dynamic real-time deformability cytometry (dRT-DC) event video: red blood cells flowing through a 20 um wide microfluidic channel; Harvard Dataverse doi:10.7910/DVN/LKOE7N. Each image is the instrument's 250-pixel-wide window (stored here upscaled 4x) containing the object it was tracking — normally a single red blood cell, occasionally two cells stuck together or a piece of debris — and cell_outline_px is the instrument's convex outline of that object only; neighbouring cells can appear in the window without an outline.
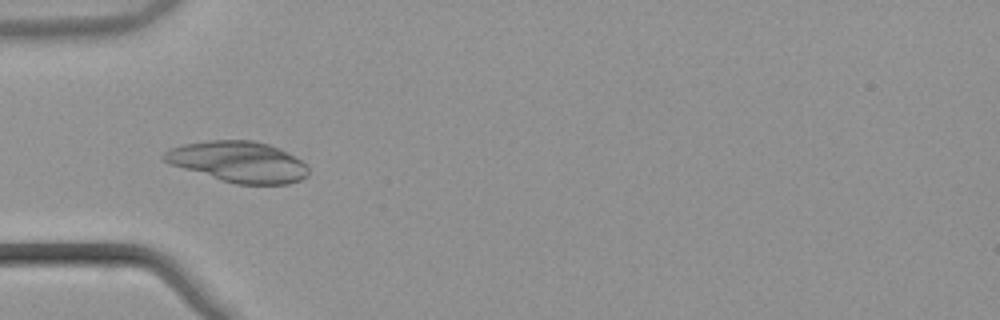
{"species": "common noctule bat (a hibernating species)", "species_latin": "Nyctalus noctula", "temperature_condition": "warm", "stored_images_in_passage": 41, "camera_frame_rate_fps": 3000, "um_per_image_px": 0.085, "animal": {"sex": "male", "body_mass_g": 21.5, "forearm_length_mm": 52.0}, "frame": {"image": 1, "passage_image": 8, "time_ms": 2.333, "image_size_px": [1000, 320], "cell_outline_px": [[308, 176], [300, 180], [288, 184], [236, 184], [220, 180], [172, 164], [164, 160], [160, 156], [164, 152], [172, 148], [184, 144], [208, 140], [252, 140], [268, 144], [280, 148], [308, 164]], "centroid_in_image_um": [20.31, 13.75], "position_along_channel_um": 64.7, "area_um2": 34.28}}
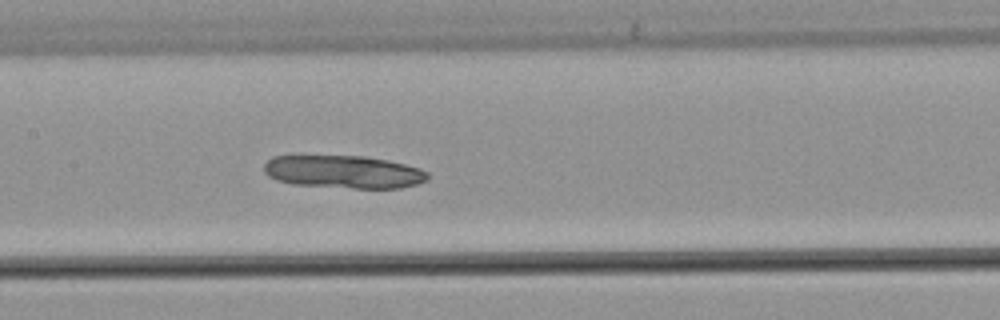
{"frame": {"image": 2, "passage_image": 17, "time_ms": 5.333, "image_size_px": [1000, 320], "cell_outline_px": [[428, 180], [416, 184], [400, 188], [352, 188], [292, 184], [276, 180], [268, 176], [264, 172], [264, 164], [272, 156], [292, 152], [296, 152], [364, 156], [388, 160], [420, 168], [428, 172]], "centroid_in_image_um": [29.08, 14.55], "position_along_channel_um": 178.3, "area_um2": 32.77}}
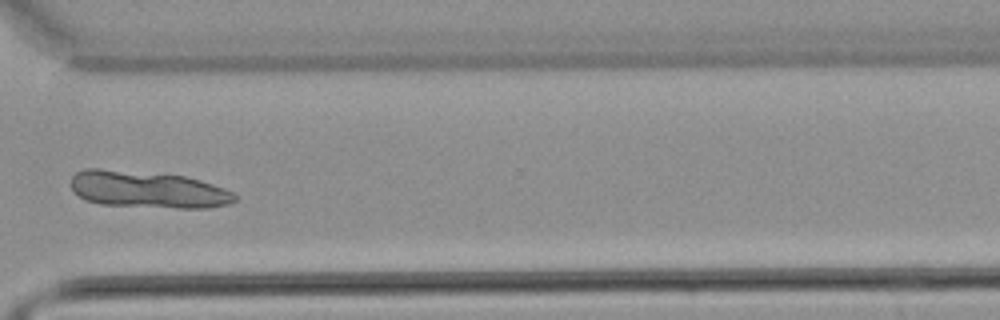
{"frame": {"image": 3, "passage_image": 31, "time_ms": 10.0, "image_size_px": [1000, 320], "cell_outline_px": [[236, 200], [228, 204], [208, 208], [180, 208], [100, 204], [84, 200], [72, 192], [72, 176], [76, 172], [84, 168], [100, 168], [184, 176], [200, 180], [224, 188], [232, 192], [236, 196]], "centroid_in_image_um": [12.52, 16.11], "position_along_channel_um": 358.1, "area_um2": 35.2}}